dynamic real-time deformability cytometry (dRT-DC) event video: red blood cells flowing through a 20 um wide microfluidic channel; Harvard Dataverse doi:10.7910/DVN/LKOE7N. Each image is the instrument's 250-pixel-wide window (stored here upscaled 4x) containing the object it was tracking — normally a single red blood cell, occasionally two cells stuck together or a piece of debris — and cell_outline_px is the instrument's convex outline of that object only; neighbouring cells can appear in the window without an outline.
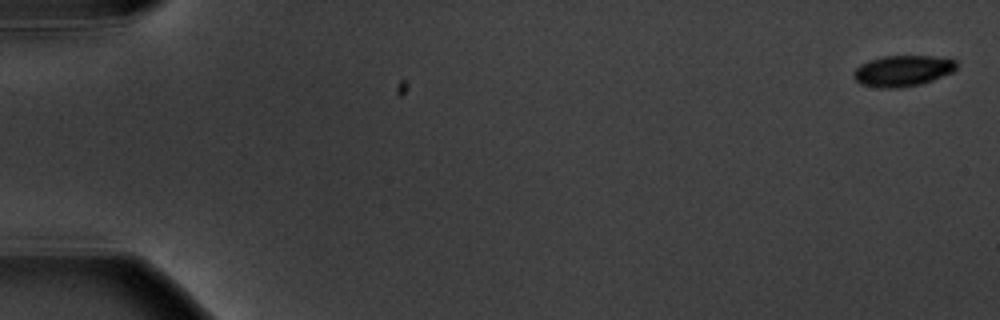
{"species": "common noctule bat (a hibernating species)", "species_latin": "Nyctalus noctula", "temperature_condition": "warm", "stored_images_in_passage": 6, "camera_frame_rate_fps": 3000, "um_per_image_px": 0.085, "animal": {"sex": "male", "body_mass_g": 20.1, "forearm_length_mm": 53.5}, "frame": {"image": 1, "passage_image": 1, "time_ms": 0.0, "image_size_px": [1000, 320], "cell_outline_px": [[956, 68], [952, 72], [932, 80], [920, 84], [900, 88], [880, 88], [860, 84], [852, 76], [852, 72], [860, 64], [868, 60], [884, 56], [932, 56], [956, 60]], "centroid_in_image_um": [76.68, 6.02], "position_along_channel_um": 8.3, "area_um2": 18.61}}
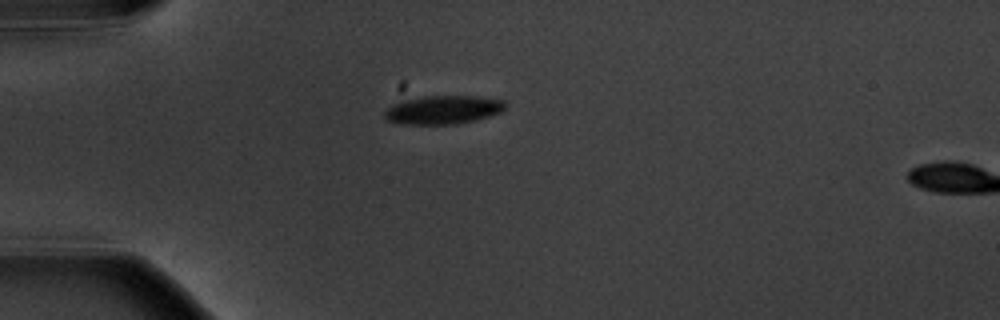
{"frame": {"image": 2, "passage_image": 5, "time_ms": 5.0, "image_size_px": [1000, 320], "cell_outline_px": [[508, 104], [500, 112], [476, 120], [456, 124], [400, 124], [388, 120], [384, 116], [384, 112], [392, 104], [404, 100], [424, 96], [476, 96], [504, 100]], "centroid_in_image_um": [37.67, 9.33], "position_along_channel_um": 47.3, "area_um2": 20.06}}